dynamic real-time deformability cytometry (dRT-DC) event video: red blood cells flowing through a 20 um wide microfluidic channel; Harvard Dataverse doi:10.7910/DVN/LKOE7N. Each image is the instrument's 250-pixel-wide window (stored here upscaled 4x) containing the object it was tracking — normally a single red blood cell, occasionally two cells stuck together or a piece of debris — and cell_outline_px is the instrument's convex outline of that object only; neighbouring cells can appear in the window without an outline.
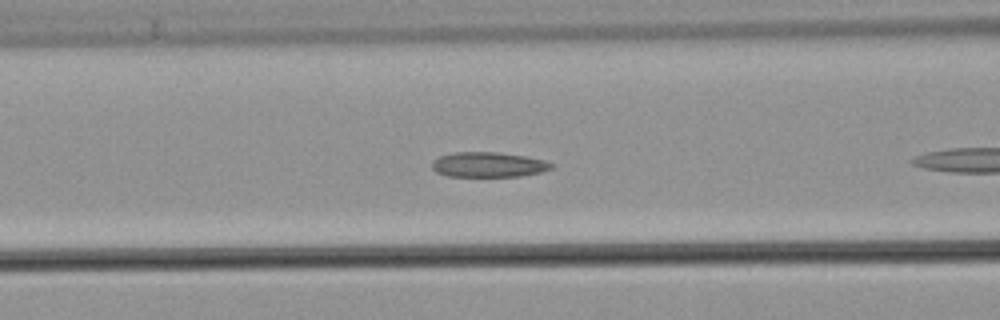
{"species": "common noctule bat (a hibernating species)", "species_latin": "Nyctalus noctula", "temperature_condition": "warm", "stored_images_in_passage": 21, "camera_frame_rate_fps": 3000, "um_per_image_px": 0.085, "animal": {"sex": "male", "body_mass_g": 21.5, "forearm_length_mm": 52.0}, "frame": {"image": 1, "passage_image": 7, "time_ms": 2.0, "image_size_px": [1000, 320], "cell_outline_px": [[556, 164], [552, 168], [540, 172], [520, 176], [448, 176], [436, 172], [432, 168], [432, 160], [440, 156], [456, 152], [500, 152], [524, 156], [544, 160]], "centroid_in_image_um": [41.52, 13.99], "position_along_channel_um": 125.1, "area_um2": 17.4}}